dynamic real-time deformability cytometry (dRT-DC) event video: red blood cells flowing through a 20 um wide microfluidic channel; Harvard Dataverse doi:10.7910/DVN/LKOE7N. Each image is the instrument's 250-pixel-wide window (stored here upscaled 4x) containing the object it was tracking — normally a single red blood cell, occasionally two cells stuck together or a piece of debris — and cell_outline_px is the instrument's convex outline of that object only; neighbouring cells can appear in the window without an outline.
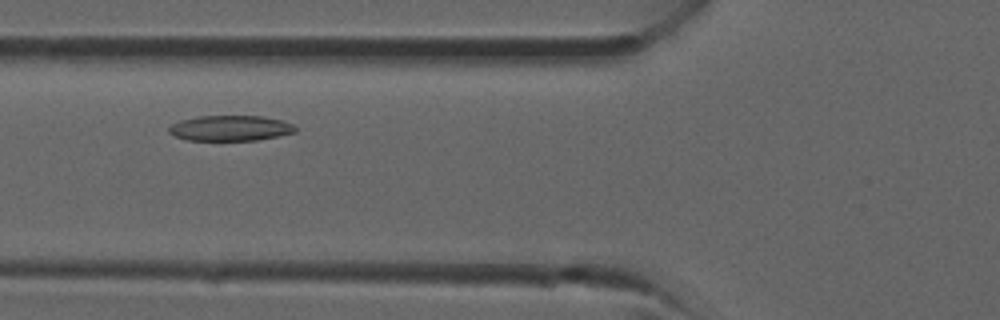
{"species": "common noctule bat (a hibernating species)", "species_latin": "Nyctalus noctula", "temperature_condition": "room temperature", "stored_images_in_passage": 10, "camera_frame_rate_fps": 3000, "um_per_image_px": 0.085, "animal": {"sex": "male", "forearm_length_mm": 52.5}, "frame": {"image": 1, "passage_image": 8, "time_ms": 2.333, "image_size_px": [1000, 320], "cell_outline_px": [[296, 132], [256, 140], [188, 140], [176, 136], [168, 132], [168, 128], [172, 124], [180, 120], [196, 116], [264, 116], [284, 120], [292, 124], [296, 128]], "centroid_in_image_um": [19.58, 10.88], "position_along_channel_um": 106.2, "area_um2": 18.73}}
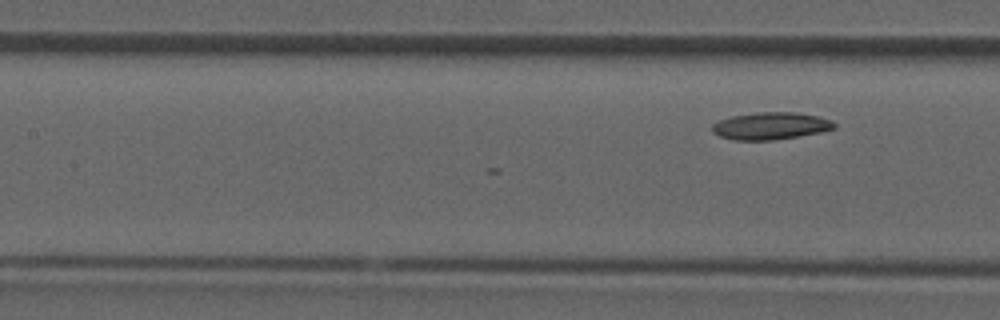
{"frame": {"image": 2, "passage_image": 10, "time_ms": 3.0, "image_size_px": [1000, 320], "cell_outline_px": [[836, 128], [820, 132], [776, 140], [736, 140], [720, 136], [712, 132], [712, 124], [720, 120], [732, 116], [756, 112], [796, 112], [820, 116], [832, 120], [836, 124]], "centroid_in_image_um": [65.53, 10.69], "position_along_channel_um": 141.9, "area_um2": 19.48}}